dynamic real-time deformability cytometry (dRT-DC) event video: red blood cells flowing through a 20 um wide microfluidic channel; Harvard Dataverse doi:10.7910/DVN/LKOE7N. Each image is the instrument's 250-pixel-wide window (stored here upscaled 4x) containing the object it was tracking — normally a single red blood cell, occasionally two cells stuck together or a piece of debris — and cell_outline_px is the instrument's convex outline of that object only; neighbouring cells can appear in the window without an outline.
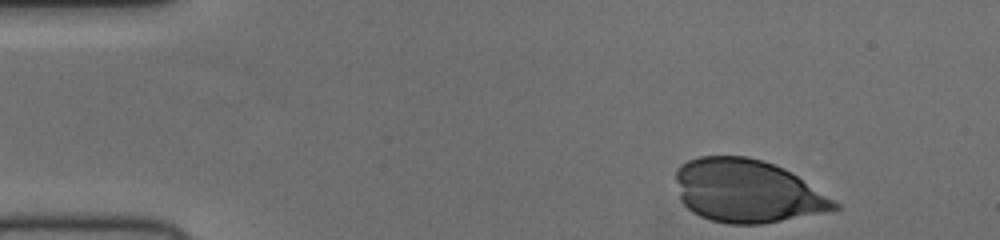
{"species": "human", "species_latin": "Homo sapiens", "temperature_condition": "cold", "stored_images_in_passage": 38, "camera_frame_rate_fps": 3000, "um_per_image_px": 0.085, "donor": {"sex": "female"}, "frame": {"image": 1, "passage_image": 1, "time_ms": 0.0, "image_size_px": [1000, 240], "cell_outline_px": [[840, 208], [824, 212], [764, 224], [728, 224], [712, 220], [700, 216], [692, 212], [680, 200], [676, 180], [676, 168], [680, 164], [688, 160], [700, 156], [748, 156], [784, 168], [792, 172], [840, 204]], "centroid_in_image_um": [63.48, 16.24], "position_along_channel_um": 21.5, "area_um2": 58.2}}